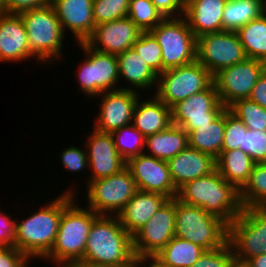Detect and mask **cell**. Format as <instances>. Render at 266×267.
<instances>
[{
	"instance_id": "cell-46",
	"label": "cell",
	"mask_w": 266,
	"mask_h": 267,
	"mask_svg": "<svg viewBox=\"0 0 266 267\" xmlns=\"http://www.w3.org/2000/svg\"><path fill=\"white\" fill-rule=\"evenodd\" d=\"M50 0H5L7 14H19L20 12L41 8L49 4Z\"/></svg>"
},
{
	"instance_id": "cell-22",
	"label": "cell",
	"mask_w": 266,
	"mask_h": 267,
	"mask_svg": "<svg viewBox=\"0 0 266 267\" xmlns=\"http://www.w3.org/2000/svg\"><path fill=\"white\" fill-rule=\"evenodd\" d=\"M170 176L178 190L184 184L214 172L217 168L216 159L190 146L167 161Z\"/></svg>"
},
{
	"instance_id": "cell-4",
	"label": "cell",
	"mask_w": 266,
	"mask_h": 267,
	"mask_svg": "<svg viewBox=\"0 0 266 267\" xmlns=\"http://www.w3.org/2000/svg\"><path fill=\"white\" fill-rule=\"evenodd\" d=\"M75 202L76 198L63 210L54 245L42 260L55 264L82 261L91 225L99 214Z\"/></svg>"
},
{
	"instance_id": "cell-48",
	"label": "cell",
	"mask_w": 266,
	"mask_h": 267,
	"mask_svg": "<svg viewBox=\"0 0 266 267\" xmlns=\"http://www.w3.org/2000/svg\"><path fill=\"white\" fill-rule=\"evenodd\" d=\"M134 267H169V266L165 265L156 255H139L135 256Z\"/></svg>"
},
{
	"instance_id": "cell-29",
	"label": "cell",
	"mask_w": 266,
	"mask_h": 267,
	"mask_svg": "<svg viewBox=\"0 0 266 267\" xmlns=\"http://www.w3.org/2000/svg\"><path fill=\"white\" fill-rule=\"evenodd\" d=\"M225 130V110L210 124L188 132V146L217 159L222 151Z\"/></svg>"
},
{
	"instance_id": "cell-41",
	"label": "cell",
	"mask_w": 266,
	"mask_h": 267,
	"mask_svg": "<svg viewBox=\"0 0 266 267\" xmlns=\"http://www.w3.org/2000/svg\"><path fill=\"white\" fill-rule=\"evenodd\" d=\"M234 258L233 248L227 241L222 247L204 251L191 267H228Z\"/></svg>"
},
{
	"instance_id": "cell-50",
	"label": "cell",
	"mask_w": 266,
	"mask_h": 267,
	"mask_svg": "<svg viewBox=\"0 0 266 267\" xmlns=\"http://www.w3.org/2000/svg\"><path fill=\"white\" fill-rule=\"evenodd\" d=\"M228 267H249V266L246 262L239 261L234 258Z\"/></svg>"
},
{
	"instance_id": "cell-42",
	"label": "cell",
	"mask_w": 266,
	"mask_h": 267,
	"mask_svg": "<svg viewBox=\"0 0 266 267\" xmlns=\"http://www.w3.org/2000/svg\"><path fill=\"white\" fill-rule=\"evenodd\" d=\"M60 154V163L64 167V170L67 169L69 172H80L89 168V162L87 157L86 147L85 149H80L76 146H69L67 149L61 151Z\"/></svg>"
},
{
	"instance_id": "cell-8",
	"label": "cell",
	"mask_w": 266,
	"mask_h": 267,
	"mask_svg": "<svg viewBox=\"0 0 266 267\" xmlns=\"http://www.w3.org/2000/svg\"><path fill=\"white\" fill-rule=\"evenodd\" d=\"M228 242L239 261L266 253V207L243 208L228 225Z\"/></svg>"
},
{
	"instance_id": "cell-36",
	"label": "cell",
	"mask_w": 266,
	"mask_h": 267,
	"mask_svg": "<svg viewBox=\"0 0 266 267\" xmlns=\"http://www.w3.org/2000/svg\"><path fill=\"white\" fill-rule=\"evenodd\" d=\"M127 16L143 32L152 30L164 19L151 0H130Z\"/></svg>"
},
{
	"instance_id": "cell-17",
	"label": "cell",
	"mask_w": 266,
	"mask_h": 267,
	"mask_svg": "<svg viewBox=\"0 0 266 267\" xmlns=\"http://www.w3.org/2000/svg\"><path fill=\"white\" fill-rule=\"evenodd\" d=\"M140 92L131 90H115L103 92L100 97L99 113L93 128L104 133H112L117 129L131 125L133 112Z\"/></svg>"
},
{
	"instance_id": "cell-47",
	"label": "cell",
	"mask_w": 266,
	"mask_h": 267,
	"mask_svg": "<svg viewBox=\"0 0 266 267\" xmlns=\"http://www.w3.org/2000/svg\"><path fill=\"white\" fill-rule=\"evenodd\" d=\"M248 99L266 109V70L262 73L252 88Z\"/></svg>"
},
{
	"instance_id": "cell-53",
	"label": "cell",
	"mask_w": 266,
	"mask_h": 267,
	"mask_svg": "<svg viewBox=\"0 0 266 267\" xmlns=\"http://www.w3.org/2000/svg\"><path fill=\"white\" fill-rule=\"evenodd\" d=\"M263 13L266 14V0H261Z\"/></svg>"
},
{
	"instance_id": "cell-5",
	"label": "cell",
	"mask_w": 266,
	"mask_h": 267,
	"mask_svg": "<svg viewBox=\"0 0 266 267\" xmlns=\"http://www.w3.org/2000/svg\"><path fill=\"white\" fill-rule=\"evenodd\" d=\"M175 236L205 251L214 250L228 241V225L204 209L175 198Z\"/></svg>"
},
{
	"instance_id": "cell-6",
	"label": "cell",
	"mask_w": 266,
	"mask_h": 267,
	"mask_svg": "<svg viewBox=\"0 0 266 267\" xmlns=\"http://www.w3.org/2000/svg\"><path fill=\"white\" fill-rule=\"evenodd\" d=\"M31 53L40 61L54 64L63 55L65 33L53 6L49 3L41 8L20 12ZM60 58V59H59Z\"/></svg>"
},
{
	"instance_id": "cell-1",
	"label": "cell",
	"mask_w": 266,
	"mask_h": 267,
	"mask_svg": "<svg viewBox=\"0 0 266 267\" xmlns=\"http://www.w3.org/2000/svg\"><path fill=\"white\" fill-rule=\"evenodd\" d=\"M74 192L67 189L20 223L16 221L14 247L41 261L54 245L63 210L77 197Z\"/></svg>"
},
{
	"instance_id": "cell-44",
	"label": "cell",
	"mask_w": 266,
	"mask_h": 267,
	"mask_svg": "<svg viewBox=\"0 0 266 267\" xmlns=\"http://www.w3.org/2000/svg\"><path fill=\"white\" fill-rule=\"evenodd\" d=\"M151 1L164 18H176L184 16L185 0H151Z\"/></svg>"
},
{
	"instance_id": "cell-19",
	"label": "cell",
	"mask_w": 266,
	"mask_h": 267,
	"mask_svg": "<svg viewBox=\"0 0 266 267\" xmlns=\"http://www.w3.org/2000/svg\"><path fill=\"white\" fill-rule=\"evenodd\" d=\"M92 129L83 144L87 151L89 169L92 170L87 182L117 174L126 167V161L117 152L111 133Z\"/></svg>"
},
{
	"instance_id": "cell-13",
	"label": "cell",
	"mask_w": 266,
	"mask_h": 267,
	"mask_svg": "<svg viewBox=\"0 0 266 267\" xmlns=\"http://www.w3.org/2000/svg\"><path fill=\"white\" fill-rule=\"evenodd\" d=\"M265 70L266 63L252 58L221 69L213 76L220 102L228 108L237 100L248 99Z\"/></svg>"
},
{
	"instance_id": "cell-38",
	"label": "cell",
	"mask_w": 266,
	"mask_h": 267,
	"mask_svg": "<svg viewBox=\"0 0 266 267\" xmlns=\"http://www.w3.org/2000/svg\"><path fill=\"white\" fill-rule=\"evenodd\" d=\"M130 0H94V24H102L127 17Z\"/></svg>"
},
{
	"instance_id": "cell-16",
	"label": "cell",
	"mask_w": 266,
	"mask_h": 267,
	"mask_svg": "<svg viewBox=\"0 0 266 267\" xmlns=\"http://www.w3.org/2000/svg\"><path fill=\"white\" fill-rule=\"evenodd\" d=\"M126 167L132 173L138 190L158 193L168 199L176 198L178 190L171 179L167 161L142 153L130 158Z\"/></svg>"
},
{
	"instance_id": "cell-18",
	"label": "cell",
	"mask_w": 266,
	"mask_h": 267,
	"mask_svg": "<svg viewBox=\"0 0 266 267\" xmlns=\"http://www.w3.org/2000/svg\"><path fill=\"white\" fill-rule=\"evenodd\" d=\"M142 32L127 16L95 25L92 35L85 43L96 51L117 56L132 48Z\"/></svg>"
},
{
	"instance_id": "cell-28",
	"label": "cell",
	"mask_w": 266,
	"mask_h": 267,
	"mask_svg": "<svg viewBox=\"0 0 266 267\" xmlns=\"http://www.w3.org/2000/svg\"><path fill=\"white\" fill-rule=\"evenodd\" d=\"M219 174L240 190L248 181L256 164L253 159L240 149L221 151L216 159Z\"/></svg>"
},
{
	"instance_id": "cell-12",
	"label": "cell",
	"mask_w": 266,
	"mask_h": 267,
	"mask_svg": "<svg viewBox=\"0 0 266 267\" xmlns=\"http://www.w3.org/2000/svg\"><path fill=\"white\" fill-rule=\"evenodd\" d=\"M236 31H219L197 37L196 61L213 76L221 69L246 59Z\"/></svg>"
},
{
	"instance_id": "cell-2",
	"label": "cell",
	"mask_w": 266,
	"mask_h": 267,
	"mask_svg": "<svg viewBox=\"0 0 266 267\" xmlns=\"http://www.w3.org/2000/svg\"><path fill=\"white\" fill-rule=\"evenodd\" d=\"M132 236L118 216L99 215L92 223L79 264L95 267H134Z\"/></svg>"
},
{
	"instance_id": "cell-33",
	"label": "cell",
	"mask_w": 266,
	"mask_h": 267,
	"mask_svg": "<svg viewBox=\"0 0 266 267\" xmlns=\"http://www.w3.org/2000/svg\"><path fill=\"white\" fill-rule=\"evenodd\" d=\"M243 208L266 207V162L256 163L248 181L239 190Z\"/></svg>"
},
{
	"instance_id": "cell-20",
	"label": "cell",
	"mask_w": 266,
	"mask_h": 267,
	"mask_svg": "<svg viewBox=\"0 0 266 267\" xmlns=\"http://www.w3.org/2000/svg\"><path fill=\"white\" fill-rule=\"evenodd\" d=\"M94 0H50L63 32L66 28L74 36L76 44L85 42L94 31Z\"/></svg>"
},
{
	"instance_id": "cell-40",
	"label": "cell",
	"mask_w": 266,
	"mask_h": 267,
	"mask_svg": "<svg viewBox=\"0 0 266 267\" xmlns=\"http://www.w3.org/2000/svg\"><path fill=\"white\" fill-rule=\"evenodd\" d=\"M243 152L255 163L266 162V131L248 129L243 134Z\"/></svg>"
},
{
	"instance_id": "cell-9",
	"label": "cell",
	"mask_w": 266,
	"mask_h": 267,
	"mask_svg": "<svg viewBox=\"0 0 266 267\" xmlns=\"http://www.w3.org/2000/svg\"><path fill=\"white\" fill-rule=\"evenodd\" d=\"M212 83L213 75L195 60L159 74L154 94L172 108L178 102L207 89Z\"/></svg>"
},
{
	"instance_id": "cell-21",
	"label": "cell",
	"mask_w": 266,
	"mask_h": 267,
	"mask_svg": "<svg viewBox=\"0 0 266 267\" xmlns=\"http://www.w3.org/2000/svg\"><path fill=\"white\" fill-rule=\"evenodd\" d=\"M37 58L31 53L24 22L19 14H0V62Z\"/></svg>"
},
{
	"instance_id": "cell-7",
	"label": "cell",
	"mask_w": 266,
	"mask_h": 267,
	"mask_svg": "<svg viewBox=\"0 0 266 267\" xmlns=\"http://www.w3.org/2000/svg\"><path fill=\"white\" fill-rule=\"evenodd\" d=\"M149 32L162 49L163 72L196 60L197 38L184 16L164 18Z\"/></svg>"
},
{
	"instance_id": "cell-34",
	"label": "cell",
	"mask_w": 266,
	"mask_h": 267,
	"mask_svg": "<svg viewBox=\"0 0 266 267\" xmlns=\"http://www.w3.org/2000/svg\"><path fill=\"white\" fill-rule=\"evenodd\" d=\"M111 135L117 152L126 162L144 153L146 137L132 124L113 131Z\"/></svg>"
},
{
	"instance_id": "cell-51",
	"label": "cell",
	"mask_w": 266,
	"mask_h": 267,
	"mask_svg": "<svg viewBox=\"0 0 266 267\" xmlns=\"http://www.w3.org/2000/svg\"><path fill=\"white\" fill-rule=\"evenodd\" d=\"M57 267H87L85 264L72 263V264H55Z\"/></svg>"
},
{
	"instance_id": "cell-26",
	"label": "cell",
	"mask_w": 266,
	"mask_h": 267,
	"mask_svg": "<svg viewBox=\"0 0 266 267\" xmlns=\"http://www.w3.org/2000/svg\"><path fill=\"white\" fill-rule=\"evenodd\" d=\"M117 60L119 67V81L121 82L123 78V80L125 79L127 81V84L129 83L131 85L128 87L122 86V90L138 92L137 89L143 91L144 89L149 90L152 87L154 89L156 88L158 75L146 64L142 57H140L133 48H129L117 55Z\"/></svg>"
},
{
	"instance_id": "cell-24",
	"label": "cell",
	"mask_w": 266,
	"mask_h": 267,
	"mask_svg": "<svg viewBox=\"0 0 266 267\" xmlns=\"http://www.w3.org/2000/svg\"><path fill=\"white\" fill-rule=\"evenodd\" d=\"M167 200L164 195L138 190L117 216L133 236Z\"/></svg>"
},
{
	"instance_id": "cell-14",
	"label": "cell",
	"mask_w": 266,
	"mask_h": 267,
	"mask_svg": "<svg viewBox=\"0 0 266 267\" xmlns=\"http://www.w3.org/2000/svg\"><path fill=\"white\" fill-rule=\"evenodd\" d=\"M226 107L220 102L214 82L171 108L172 124L187 133L213 122Z\"/></svg>"
},
{
	"instance_id": "cell-25",
	"label": "cell",
	"mask_w": 266,
	"mask_h": 267,
	"mask_svg": "<svg viewBox=\"0 0 266 267\" xmlns=\"http://www.w3.org/2000/svg\"><path fill=\"white\" fill-rule=\"evenodd\" d=\"M152 95L146 100L138 98L131 122L145 137L164 131L172 124L171 108Z\"/></svg>"
},
{
	"instance_id": "cell-45",
	"label": "cell",
	"mask_w": 266,
	"mask_h": 267,
	"mask_svg": "<svg viewBox=\"0 0 266 267\" xmlns=\"http://www.w3.org/2000/svg\"><path fill=\"white\" fill-rule=\"evenodd\" d=\"M15 219L0 211V246H14Z\"/></svg>"
},
{
	"instance_id": "cell-39",
	"label": "cell",
	"mask_w": 266,
	"mask_h": 267,
	"mask_svg": "<svg viewBox=\"0 0 266 267\" xmlns=\"http://www.w3.org/2000/svg\"><path fill=\"white\" fill-rule=\"evenodd\" d=\"M245 124L225 109V130L222 151L240 149L243 151V134L246 132Z\"/></svg>"
},
{
	"instance_id": "cell-11",
	"label": "cell",
	"mask_w": 266,
	"mask_h": 267,
	"mask_svg": "<svg viewBox=\"0 0 266 267\" xmlns=\"http://www.w3.org/2000/svg\"><path fill=\"white\" fill-rule=\"evenodd\" d=\"M81 48L84 61L79 65L77 75L79 90L89 98L103 92L121 89L119 84V67L116 55L96 51L85 42L77 43ZM117 86V87H116Z\"/></svg>"
},
{
	"instance_id": "cell-37",
	"label": "cell",
	"mask_w": 266,
	"mask_h": 267,
	"mask_svg": "<svg viewBox=\"0 0 266 267\" xmlns=\"http://www.w3.org/2000/svg\"><path fill=\"white\" fill-rule=\"evenodd\" d=\"M132 48L157 75L163 72L162 49L149 31L142 32Z\"/></svg>"
},
{
	"instance_id": "cell-30",
	"label": "cell",
	"mask_w": 266,
	"mask_h": 267,
	"mask_svg": "<svg viewBox=\"0 0 266 267\" xmlns=\"http://www.w3.org/2000/svg\"><path fill=\"white\" fill-rule=\"evenodd\" d=\"M247 58L266 63V14L236 31Z\"/></svg>"
},
{
	"instance_id": "cell-31",
	"label": "cell",
	"mask_w": 266,
	"mask_h": 267,
	"mask_svg": "<svg viewBox=\"0 0 266 267\" xmlns=\"http://www.w3.org/2000/svg\"><path fill=\"white\" fill-rule=\"evenodd\" d=\"M263 14L261 0H227L223 10V30L237 31Z\"/></svg>"
},
{
	"instance_id": "cell-49",
	"label": "cell",
	"mask_w": 266,
	"mask_h": 267,
	"mask_svg": "<svg viewBox=\"0 0 266 267\" xmlns=\"http://www.w3.org/2000/svg\"><path fill=\"white\" fill-rule=\"evenodd\" d=\"M246 263L249 267H266V253L252 257Z\"/></svg>"
},
{
	"instance_id": "cell-27",
	"label": "cell",
	"mask_w": 266,
	"mask_h": 267,
	"mask_svg": "<svg viewBox=\"0 0 266 267\" xmlns=\"http://www.w3.org/2000/svg\"><path fill=\"white\" fill-rule=\"evenodd\" d=\"M187 146L188 133L182 127L171 124L164 131L146 137L144 153L168 161Z\"/></svg>"
},
{
	"instance_id": "cell-32",
	"label": "cell",
	"mask_w": 266,
	"mask_h": 267,
	"mask_svg": "<svg viewBox=\"0 0 266 267\" xmlns=\"http://www.w3.org/2000/svg\"><path fill=\"white\" fill-rule=\"evenodd\" d=\"M204 251L193 242L174 236L156 256L169 267H191Z\"/></svg>"
},
{
	"instance_id": "cell-15",
	"label": "cell",
	"mask_w": 266,
	"mask_h": 267,
	"mask_svg": "<svg viewBox=\"0 0 266 267\" xmlns=\"http://www.w3.org/2000/svg\"><path fill=\"white\" fill-rule=\"evenodd\" d=\"M175 236V198L168 199L133 236L135 256L156 255Z\"/></svg>"
},
{
	"instance_id": "cell-3",
	"label": "cell",
	"mask_w": 266,
	"mask_h": 267,
	"mask_svg": "<svg viewBox=\"0 0 266 267\" xmlns=\"http://www.w3.org/2000/svg\"><path fill=\"white\" fill-rule=\"evenodd\" d=\"M176 198L185 204L204 209L227 225L239 216L243 209L239 190L227 182L217 169L184 184L178 189Z\"/></svg>"
},
{
	"instance_id": "cell-35",
	"label": "cell",
	"mask_w": 266,
	"mask_h": 267,
	"mask_svg": "<svg viewBox=\"0 0 266 267\" xmlns=\"http://www.w3.org/2000/svg\"><path fill=\"white\" fill-rule=\"evenodd\" d=\"M228 110L248 129L266 131V109L259 104L249 99H240L231 104Z\"/></svg>"
},
{
	"instance_id": "cell-52",
	"label": "cell",
	"mask_w": 266,
	"mask_h": 267,
	"mask_svg": "<svg viewBox=\"0 0 266 267\" xmlns=\"http://www.w3.org/2000/svg\"><path fill=\"white\" fill-rule=\"evenodd\" d=\"M0 14H6L5 0H0Z\"/></svg>"
},
{
	"instance_id": "cell-43",
	"label": "cell",
	"mask_w": 266,
	"mask_h": 267,
	"mask_svg": "<svg viewBox=\"0 0 266 267\" xmlns=\"http://www.w3.org/2000/svg\"><path fill=\"white\" fill-rule=\"evenodd\" d=\"M30 259L14 246H0V267H28Z\"/></svg>"
},
{
	"instance_id": "cell-23",
	"label": "cell",
	"mask_w": 266,
	"mask_h": 267,
	"mask_svg": "<svg viewBox=\"0 0 266 267\" xmlns=\"http://www.w3.org/2000/svg\"><path fill=\"white\" fill-rule=\"evenodd\" d=\"M227 0H186L184 17L195 37L223 31V10Z\"/></svg>"
},
{
	"instance_id": "cell-10",
	"label": "cell",
	"mask_w": 266,
	"mask_h": 267,
	"mask_svg": "<svg viewBox=\"0 0 266 267\" xmlns=\"http://www.w3.org/2000/svg\"><path fill=\"white\" fill-rule=\"evenodd\" d=\"M87 206L99 215L117 216L138 191L130 170L87 183Z\"/></svg>"
}]
</instances>
